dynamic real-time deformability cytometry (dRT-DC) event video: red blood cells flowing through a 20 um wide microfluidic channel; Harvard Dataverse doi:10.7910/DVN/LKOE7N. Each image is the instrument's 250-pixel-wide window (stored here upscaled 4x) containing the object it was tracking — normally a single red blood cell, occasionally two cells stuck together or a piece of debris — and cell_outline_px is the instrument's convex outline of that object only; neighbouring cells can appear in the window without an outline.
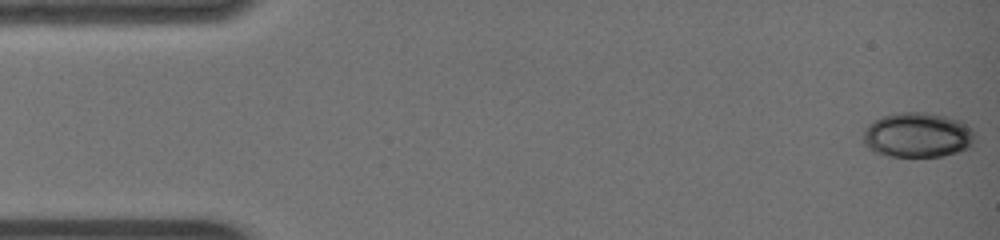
{"species": "common noctule bat (a hibernating species)", "species_latin": "Nyctalus noctula", "temperature_condition": "warm", "stored_images_in_passage": 12, "camera_frame_rate_fps": 3000, "um_per_image_px": 0.085, "animal": {"sex": "female", "body_mass_g": 19.0, "forearm_length_mm": 51.5}, "frame": {"image": 1, "passage_image": 1, "time_ms": 0.0, "image_size_px": [1000, 240], "cell_outline_px": [[972, 144], [968, 148], [944, 156], [888, 156], [872, 152], [864, 144], [864, 128], [868, 124], [884, 116], [900, 112], [928, 112], [960, 120], [972, 128]], "centroid_in_image_um": [77.96, 11.48], "position_along_channel_um": 7.0, "area_um2": 29.13}}
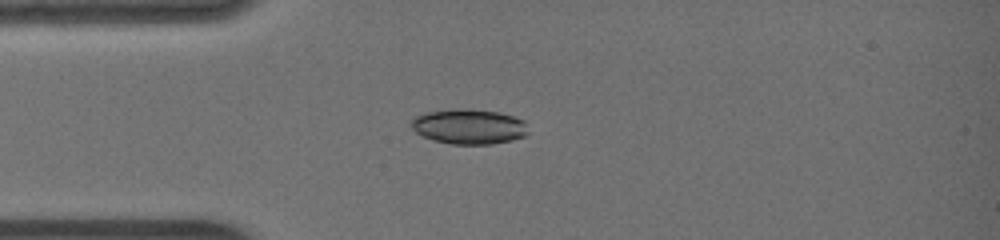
{"frame": {"image": 2, "passage_image": 11, "time_ms": 3.333, "image_size_px": [1000, 240], "cell_outline_px": [[528, 132], [524, 136], [512, 140], [492, 144], [452, 144], [432, 140], [416, 132], [412, 128], [412, 120], [416, 116], [424, 112], [460, 108], [468, 108], [500, 112], [524, 120]], "centroid_in_image_um": [39.86, 10.75], "position_along_channel_um": 45.1, "area_um2": 23.93}}